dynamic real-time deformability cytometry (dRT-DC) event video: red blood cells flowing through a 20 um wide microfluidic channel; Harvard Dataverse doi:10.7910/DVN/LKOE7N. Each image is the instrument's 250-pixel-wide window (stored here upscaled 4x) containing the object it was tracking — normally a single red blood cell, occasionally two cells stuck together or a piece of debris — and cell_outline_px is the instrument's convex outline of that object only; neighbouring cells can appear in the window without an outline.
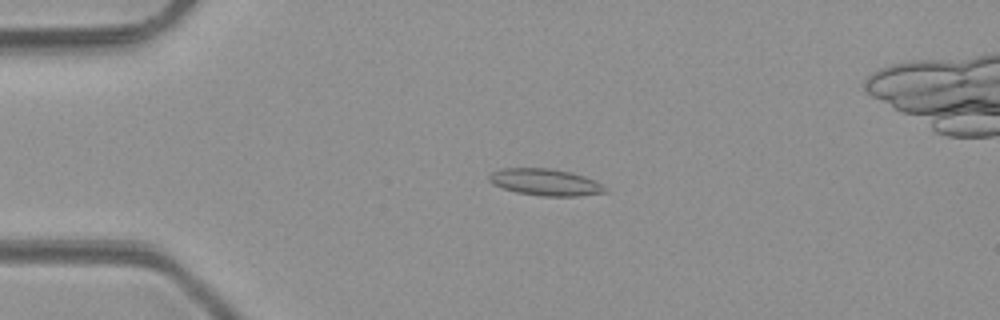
{"species": "common noctule bat (a hibernating species)", "species_latin": "Nyctalus noctula", "temperature_condition": "room temperature", "stored_images_in_passage": 5, "camera_frame_rate_fps": 3000, "um_per_image_px": 0.085, "animal": {"sex": "male", "body_mass_g": 23.1, "forearm_length_mm": 52.7}, "frame": {"image": 1, "passage_image": 3, "time_ms": 2.333, "image_size_px": [1000, 320], "cell_outline_px": [[608, 192], [580, 196], [544, 196], [516, 192], [492, 184], [488, 180], [488, 176], [492, 172], [500, 168], [548, 168], [572, 172], [596, 180], [608, 188]], "centroid_in_image_um": [46.39, 15.48], "position_along_channel_um": 38.6, "area_um2": 18.26}}